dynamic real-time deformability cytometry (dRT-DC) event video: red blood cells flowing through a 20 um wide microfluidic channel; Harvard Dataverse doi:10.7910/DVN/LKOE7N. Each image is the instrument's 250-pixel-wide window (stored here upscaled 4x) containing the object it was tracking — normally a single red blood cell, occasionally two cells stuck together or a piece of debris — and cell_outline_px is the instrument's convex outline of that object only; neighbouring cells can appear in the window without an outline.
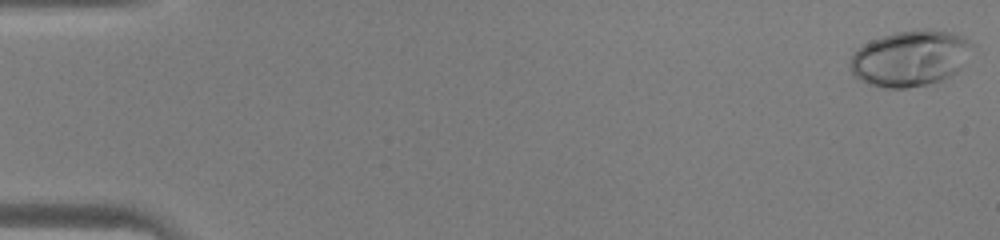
{"species": "human", "species_latin": "Homo sapiens", "temperature_condition": "warm", "stored_images_in_passage": 45, "camera_frame_rate_fps": 3000, "um_per_image_px": 0.085, "donor": {"sex": "male"}, "frame": {"image": 1, "passage_image": 1, "time_ms": 0.0, "image_size_px": [1000, 240], "cell_outline_px": [[976, 44], [960, 68], [956, 72], [940, 80], [928, 84], [908, 88], [884, 88], [868, 84], [860, 80], [852, 72], [848, 64], [856, 48], [872, 40], [896, 32], [924, 28], [952, 32], [964, 36]], "centroid_in_image_um": [77.38, 4.94], "position_along_channel_um": 7.6, "area_um2": 40.0}}
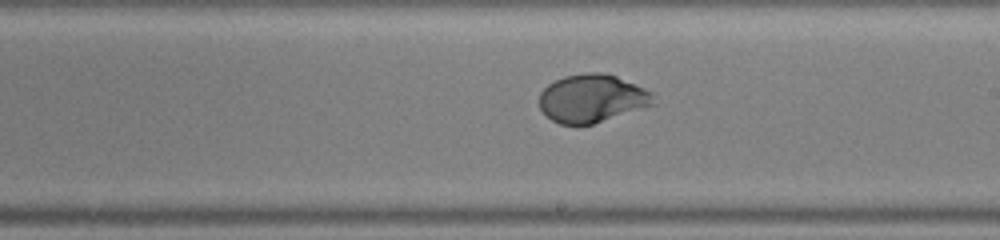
{"frame": {"image": 2, "passage_image": 27, "time_ms": 8.667, "image_size_px": [1000, 240], "cell_outline_px": [[656, 104], [592, 124], [560, 124], [552, 120], [540, 108], [540, 92], [548, 84], [564, 76], [588, 72], [604, 72], [616, 76], [644, 88], [652, 92]], "centroid_in_image_um": [50.33, 8.35], "position_along_channel_um": 238.7, "area_um2": 31.79}}
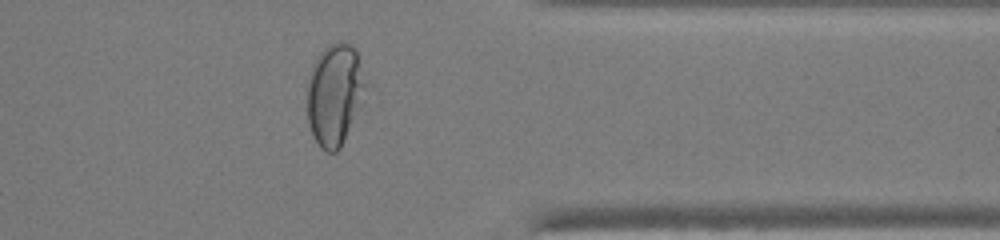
{"frame": {"image": 3, "passage_image": 37, "time_ms": 12.0, "image_size_px": [1000, 240], "cell_outline_px": [[368, 84], [364, 104], [340, 148], [336, 152], [328, 152], [320, 148], [312, 136], [308, 124], [308, 76], [312, 64], [320, 52], [328, 44], [336, 40], [340, 40], [352, 44], [356, 48]], "centroid_in_image_um": [28.5, 8.0], "position_along_channel_um": 382.9, "area_um2": 35.89}}